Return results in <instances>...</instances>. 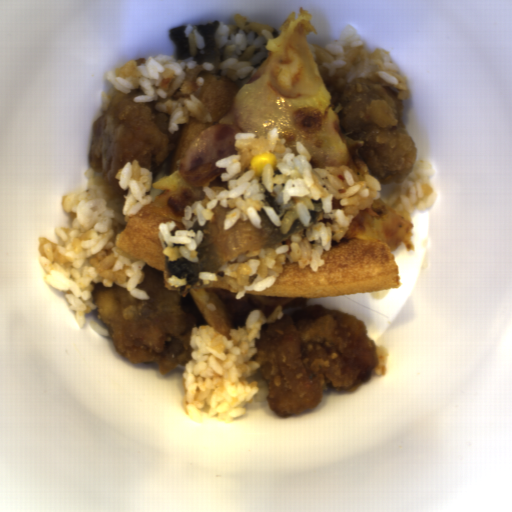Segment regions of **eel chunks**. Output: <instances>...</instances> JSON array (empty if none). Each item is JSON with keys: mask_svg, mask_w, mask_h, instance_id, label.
Returning <instances> with one entry per match:
<instances>
[{"mask_svg": "<svg viewBox=\"0 0 512 512\" xmlns=\"http://www.w3.org/2000/svg\"><path fill=\"white\" fill-rule=\"evenodd\" d=\"M221 21L214 20L211 24L206 25H192L195 26L196 31L204 39L202 48L196 47V54L193 56V61L197 64H210L214 67L216 73H219L218 62V47L215 46L214 33L217 30ZM220 74V73H219Z\"/></svg>", "mask_w": 512, "mask_h": 512, "instance_id": "eel-chunks-2", "label": "eel chunks"}, {"mask_svg": "<svg viewBox=\"0 0 512 512\" xmlns=\"http://www.w3.org/2000/svg\"><path fill=\"white\" fill-rule=\"evenodd\" d=\"M235 207H223L217 200L211 219H206L204 225L196 220L189 229L194 233L201 231L202 240L197 245L198 262L190 261L184 256L169 261L168 255L164 260V288L177 292L181 297H187L189 290L203 286V280L199 278V272H216L226 262L238 260L239 254L246 257L261 255L262 249L277 248L290 236L302 232L305 227L298 218L290 225L287 233H283L281 227L276 226L267 212L262 208L257 211L262 222L261 228L254 226L250 219L241 217L227 230L224 229V220L227 214ZM188 230V231H189Z\"/></svg>", "mask_w": 512, "mask_h": 512, "instance_id": "eel-chunks-1", "label": "eel chunks"}, {"mask_svg": "<svg viewBox=\"0 0 512 512\" xmlns=\"http://www.w3.org/2000/svg\"><path fill=\"white\" fill-rule=\"evenodd\" d=\"M311 220L310 222L316 223L318 221L324 220V209L322 211H310Z\"/></svg>", "mask_w": 512, "mask_h": 512, "instance_id": "eel-chunks-4", "label": "eel chunks"}, {"mask_svg": "<svg viewBox=\"0 0 512 512\" xmlns=\"http://www.w3.org/2000/svg\"><path fill=\"white\" fill-rule=\"evenodd\" d=\"M187 25L172 27L169 31V39L175 49L173 56L174 61L190 57L189 42L185 37V28Z\"/></svg>", "mask_w": 512, "mask_h": 512, "instance_id": "eel-chunks-3", "label": "eel chunks"}]
</instances>
